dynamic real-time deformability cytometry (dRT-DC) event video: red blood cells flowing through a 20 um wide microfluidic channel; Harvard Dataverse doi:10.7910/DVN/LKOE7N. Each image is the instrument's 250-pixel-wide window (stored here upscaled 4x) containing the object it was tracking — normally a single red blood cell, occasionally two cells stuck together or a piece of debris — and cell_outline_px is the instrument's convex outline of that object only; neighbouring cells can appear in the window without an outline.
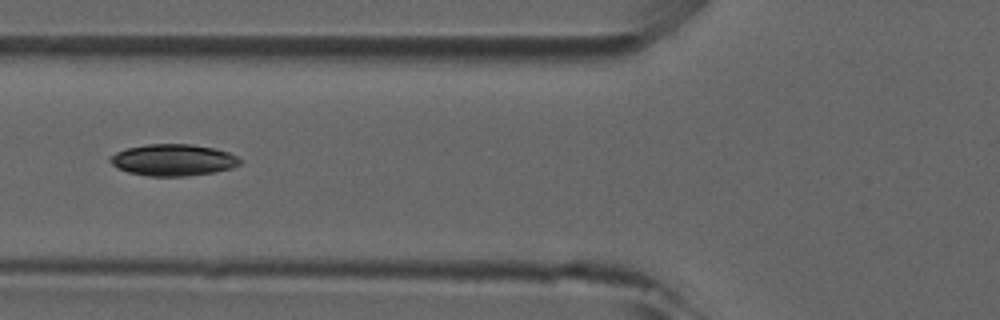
{"species": "common noctule bat (a hibernating species)", "species_latin": "Nyctalus noctula", "temperature_condition": "room temperature", "stored_images_in_passage": 36, "camera_frame_rate_fps": 3000, "um_per_image_px": 0.085, "animal": {"sex": "male", "forearm_length_mm": 52.5}, "frame": {"image": 1, "passage_image": 6, "time_ms": 1.667, "image_size_px": [1000, 320], "cell_outline_px": [[244, 160], [240, 164], [232, 168], [212, 172], [184, 176], [148, 176], [128, 172], [112, 164], [108, 160], [108, 156], [116, 152], [128, 148], [148, 144], [192, 144], [216, 148], [228, 152]], "centroid_in_image_um": [14.73, 13.59], "position_along_channel_um": 111.1, "area_um2": 23.93}}